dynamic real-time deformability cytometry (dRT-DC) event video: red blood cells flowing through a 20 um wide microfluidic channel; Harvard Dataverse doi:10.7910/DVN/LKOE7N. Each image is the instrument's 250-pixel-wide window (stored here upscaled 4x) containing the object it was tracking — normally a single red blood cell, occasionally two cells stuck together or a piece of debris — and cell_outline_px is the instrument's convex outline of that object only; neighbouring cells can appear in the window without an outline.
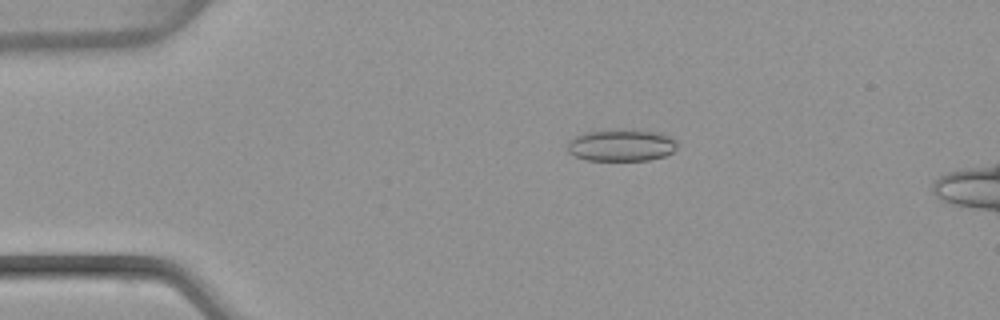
{"species": "common noctule bat (a hibernating species)", "species_latin": "Nyctalus noctula", "temperature_condition": "warm", "stored_images_in_passage": 51, "camera_frame_rate_fps": 3000, "um_per_image_px": 0.085, "animal": {"sex": "female", "body_mass_g": 22.7, "forearm_length_mm": 54.2}, "frame": {"image": 1, "passage_image": 10, "time_ms": 3.0, "image_size_px": [1000, 320], "cell_outline_px": [[676, 148], [672, 152], [664, 156], [648, 160], [588, 160], [576, 156], [568, 152], [568, 140], [584, 132], [604, 128], [640, 128], [672, 136], [676, 140]], "centroid_in_image_um": [52.82, 12.29], "position_along_channel_um": 32.2, "area_um2": 21.15}}
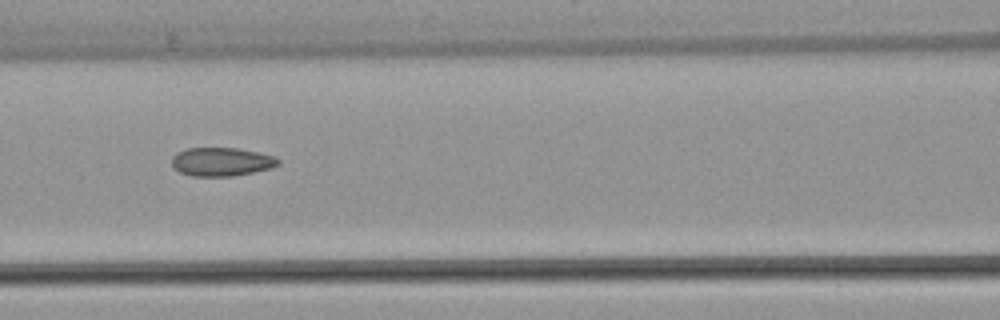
{"frame": {"image": 2, "passage_image": 22, "time_ms": 7.0, "image_size_px": [1000, 320], "cell_outline_px": [[280, 164], [272, 168], [232, 176], [192, 176], [180, 172], [172, 168], [172, 156], [176, 152], [188, 148], [236, 148], [256, 152], [272, 156], [280, 160]], "centroid_in_image_um": [18.79, 13.75], "position_along_channel_um": 147.8, "area_um2": 17.69}}
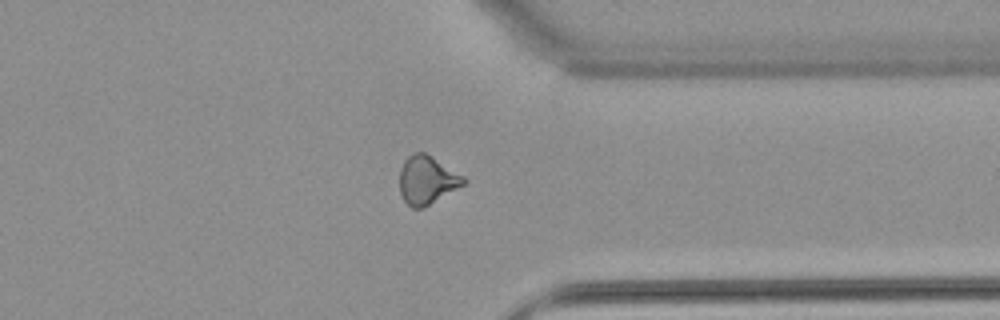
{"frame": {"image": 3, "passage_image": 39, "time_ms": 12.667, "image_size_px": [1000, 320], "cell_outline_px": [[468, 180], [464, 184], [424, 208], [412, 208], [404, 200], [400, 192], [400, 168], [404, 160], [412, 152], [424, 152], [432, 156], [464, 176]], "centroid_in_image_um": [36.29, 15.29], "position_along_channel_um": 375.1, "area_um2": 18.03}, "authors_computed_cell_mechanics": {"area_um2": 18.3804, "velocity_mm_per_s": 4.0864, "shape_relaxation_time_tau1_ms": null, "shape_relaxation_time_tau2_ms": 1.9535, "deformation_change_tau1": null, "deformation_change_tau2": 0.0863}}